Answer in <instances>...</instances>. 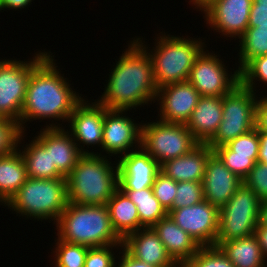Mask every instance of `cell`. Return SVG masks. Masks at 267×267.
<instances>
[{
    "label": "cell",
    "instance_id": "obj_1",
    "mask_svg": "<svg viewBox=\"0 0 267 267\" xmlns=\"http://www.w3.org/2000/svg\"><path fill=\"white\" fill-rule=\"evenodd\" d=\"M116 62L103 95L97 102L107 109L127 111L151 101L155 103L158 88L147 51L135 39L131 40Z\"/></svg>",
    "mask_w": 267,
    "mask_h": 267
},
{
    "label": "cell",
    "instance_id": "obj_2",
    "mask_svg": "<svg viewBox=\"0 0 267 267\" xmlns=\"http://www.w3.org/2000/svg\"><path fill=\"white\" fill-rule=\"evenodd\" d=\"M49 52L30 72L25 102L21 111L20 128L33 120H69L74 108L84 99L70 87L67 78L55 66L54 55ZM69 83V84H68Z\"/></svg>",
    "mask_w": 267,
    "mask_h": 267
},
{
    "label": "cell",
    "instance_id": "obj_3",
    "mask_svg": "<svg viewBox=\"0 0 267 267\" xmlns=\"http://www.w3.org/2000/svg\"><path fill=\"white\" fill-rule=\"evenodd\" d=\"M108 160L107 155L98 152L79 157L66 177L69 202L79 205H103L108 202L119 188L118 163L113 167L115 164Z\"/></svg>",
    "mask_w": 267,
    "mask_h": 267
},
{
    "label": "cell",
    "instance_id": "obj_4",
    "mask_svg": "<svg viewBox=\"0 0 267 267\" xmlns=\"http://www.w3.org/2000/svg\"><path fill=\"white\" fill-rule=\"evenodd\" d=\"M56 224L58 239L92 247L122 244L113 230L106 204L79 205L69 202Z\"/></svg>",
    "mask_w": 267,
    "mask_h": 267
},
{
    "label": "cell",
    "instance_id": "obj_5",
    "mask_svg": "<svg viewBox=\"0 0 267 267\" xmlns=\"http://www.w3.org/2000/svg\"><path fill=\"white\" fill-rule=\"evenodd\" d=\"M188 38L169 34L163 35L162 33L161 36L157 37V43L154 45L156 47H153V51L150 52L148 46L140 40L141 38L135 39L151 57L158 89L165 85L188 80L196 58L206 47L200 38H198L199 41L195 38Z\"/></svg>",
    "mask_w": 267,
    "mask_h": 267
},
{
    "label": "cell",
    "instance_id": "obj_6",
    "mask_svg": "<svg viewBox=\"0 0 267 267\" xmlns=\"http://www.w3.org/2000/svg\"><path fill=\"white\" fill-rule=\"evenodd\" d=\"M68 203L66 178L28 177L5 207L8 206V209L16 214L38 221L54 220L55 224Z\"/></svg>",
    "mask_w": 267,
    "mask_h": 267
},
{
    "label": "cell",
    "instance_id": "obj_7",
    "mask_svg": "<svg viewBox=\"0 0 267 267\" xmlns=\"http://www.w3.org/2000/svg\"><path fill=\"white\" fill-rule=\"evenodd\" d=\"M255 92L239 83L223 96V113L215 135L206 143L212 150L227 145L256 127L257 100Z\"/></svg>",
    "mask_w": 267,
    "mask_h": 267
},
{
    "label": "cell",
    "instance_id": "obj_8",
    "mask_svg": "<svg viewBox=\"0 0 267 267\" xmlns=\"http://www.w3.org/2000/svg\"><path fill=\"white\" fill-rule=\"evenodd\" d=\"M261 199L244 183L219 209L216 247L221 243L254 234L259 221Z\"/></svg>",
    "mask_w": 267,
    "mask_h": 267
},
{
    "label": "cell",
    "instance_id": "obj_9",
    "mask_svg": "<svg viewBox=\"0 0 267 267\" xmlns=\"http://www.w3.org/2000/svg\"><path fill=\"white\" fill-rule=\"evenodd\" d=\"M198 144L186 124L160 120L142 124L141 148L160 165L188 154Z\"/></svg>",
    "mask_w": 267,
    "mask_h": 267
},
{
    "label": "cell",
    "instance_id": "obj_10",
    "mask_svg": "<svg viewBox=\"0 0 267 267\" xmlns=\"http://www.w3.org/2000/svg\"><path fill=\"white\" fill-rule=\"evenodd\" d=\"M49 52H39L31 61H0V118L20 122L31 70Z\"/></svg>",
    "mask_w": 267,
    "mask_h": 267
},
{
    "label": "cell",
    "instance_id": "obj_11",
    "mask_svg": "<svg viewBox=\"0 0 267 267\" xmlns=\"http://www.w3.org/2000/svg\"><path fill=\"white\" fill-rule=\"evenodd\" d=\"M219 56L202 51L196 58L188 82L200 93V96L222 97L231 92L240 83V71L228 74Z\"/></svg>",
    "mask_w": 267,
    "mask_h": 267
},
{
    "label": "cell",
    "instance_id": "obj_12",
    "mask_svg": "<svg viewBox=\"0 0 267 267\" xmlns=\"http://www.w3.org/2000/svg\"><path fill=\"white\" fill-rule=\"evenodd\" d=\"M168 215L201 247L215 245L219 230V209L208 201L169 210Z\"/></svg>",
    "mask_w": 267,
    "mask_h": 267
},
{
    "label": "cell",
    "instance_id": "obj_13",
    "mask_svg": "<svg viewBox=\"0 0 267 267\" xmlns=\"http://www.w3.org/2000/svg\"><path fill=\"white\" fill-rule=\"evenodd\" d=\"M253 0H210L199 11L208 26L222 33L224 37L238 39L248 28L249 15Z\"/></svg>",
    "mask_w": 267,
    "mask_h": 267
},
{
    "label": "cell",
    "instance_id": "obj_14",
    "mask_svg": "<svg viewBox=\"0 0 267 267\" xmlns=\"http://www.w3.org/2000/svg\"><path fill=\"white\" fill-rule=\"evenodd\" d=\"M125 112L127 110L105 108L102 145L100 147L103 152L105 151L110 156L114 154H121L122 156V154L135 151L136 147L141 148L142 123H135L133 119L124 116Z\"/></svg>",
    "mask_w": 267,
    "mask_h": 267
},
{
    "label": "cell",
    "instance_id": "obj_15",
    "mask_svg": "<svg viewBox=\"0 0 267 267\" xmlns=\"http://www.w3.org/2000/svg\"><path fill=\"white\" fill-rule=\"evenodd\" d=\"M200 93L188 81L165 85L157 90L160 121L186 124L198 104Z\"/></svg>",
    "mask_w": 267,
    "mask_h": 267
},
{
    "label": "cell",
    "instance_id": "obj_16",
    "mask_svg": "<svg viewBox=\"0 0 267 267\" xmlns=\"http://www.w3.org/2000/svg\"><path fill=\"white\" fill-rule=\"evenodd\" d=\"M104 116L105 107L96 100L90 104L88 100L86 101L83 99L74 108L68 120V123L71 125L69 132L82 154H95L94 151H85V145H87L88 148L92 145H102ZM81 143L84 147L80 145Z\"/></svg>",
    "mask_w": 267,
    "mask_h": 267
},
{
    "label": "cell",
    "instance_id": "obj_17",
    "mask_svg": "<svg viewBox=\"0 0 267 267\" xmlns=\"http://www.w3.org/2000/svg\"><path fill=\"white\" fill-rule=\"evenodd\" d=\"M259 151L260 132L257 127L213 150L223 164L242 180L258 162Z\"/></svg>",
    "mask_w": 267,
    "mask_h": 267
},
{
    "label": "cell",
    "instance_id": "obj_18",
    "mask_svg": "<svg viewBox=\"0 0 267 267\" xmlns=\"http://www.w3.org/2000/svg\"><path fill=\"white\" fill-rule=\"evenodd\" d=\"M119 188L122 191H137L152 188L160 164L142 148H136L124 156H118Z\"/></svg>",
    "mask_w": 267,
    "mask_h": 267
},
{
    "label": "cell",
    "instance_id": "obj_19",
    "mask_svg": "<svg viewBox=\"0 0 267 267\" xmlns=\"http://www.w3.org/2000/svg\"><path fill=\"white\" fill-rule=\"evenodd\" d=\"M202 184L204 200L220 209L243 184V180L231 172L213 152L207 160Z\"/></svg>",
    "mask_w": 267,
    "mask_h": 267
},
{
    "label": "cell",
    "instance_id": "obj_20",
    "mask_svg": "<svg viewBox=\"0 0 267 267\" xmlns=\"http://www.w3.org/2000/svg\"><path fill=\"white\" fill-rule=\"evenodd\" d=\"M123 248L135 259L154 267H180L167 253L152 227L128 234L122 240Z\"/></svg>",
    "mask_w": 267,
    "mask_h": 267
},
{
    "label": "cell",
    "instance_id": "obj_21",
    "mask_svg": "<svg viewBox=\"0 0 267 267\" xmlns=\"http://www.w3.org/2000/svg\"><path fill=\"white\" fill-rule=\"evenodd\" d=\"M38 134L28 145L25 144L26 147L22 146V152L18 148L26 164L27 177L39 179L65 178L51 163L50 127L42 128Z\"/></svg>",
    "mask_w": 267,
    "mask_h": 267
},
{
    "label": "cell",
    "instance_id": "obj_22",
    "mask_svg": "<svg viewBox=\"0 0 267 267\" xmlns=\"http://www.w3.org/2000/svg\"><path fill=\"white\" fill-rule=\"evenodd\" d=\"M213 150L208 144H198L188 154L169 159L160 165V171L175 182H202L205 167Z\"/></svg>",
    "mask_w": 267,
    "mask_h": 267
},
{
    "label": "cell",
    "instance_id": "obj_23",
    "mask_svg": "<svg viewBox=\"0 0 267 267\" xmlns=\"http://www.w3.org/2000/svg\"><path fill=\"white\" fill-rule=\"evenodd\" d=\"M223 113V96H201L186 127L200 144H206L216 133Z\"/></svg>",
    "mask_w": 267,
    "mask_h": 267
},
{
    "label": "cell",
    "instance_id": "obj_24",
    "mask_svg": "<svg viewBox=\"0 0 267 267\" xmlns=\"http://www.w3.org/2000/svg\"><path fill=\"white\" fill-rule=\"evenodd\" d=\"M152 228L158 234L167 253L179 266L191 259L201 247L169 215L159 220Z\"/></svg>",
    "mask_w": 267,
    "mask_h": 267
},
{
    "label": "cell",
    "instance_id": "obj_25",
    "mask_svg": "<svg viewBox=\"0 0 267 267\" xmlns=\"http://www.w3.org/2000/svg\"><path fill=\"white\" fill-rule=\"evenodd\" d=\"M106 206L112 228L122 240L128 234L145 228L140 223L135 203L120 188L114 192Z\"/></svg>",
    "mask_w": 267,
    "mask_h": 267
},
{
    "label": "cell",
    "instance_id": "obj_26",
    "mask_svg": "<svg viewBox=\"0 0 267 267\" xmlns=\"http://www.w3.org/2000/svg\"><path fill=\"white\" fill-rule=\"evenodd\" d=\"M59 125V126H58ZM50 127V158L52 165L66 178L76 166L77 160L82 155L71 133L60 124L52 123ZM70 134V135H69Z\"/></svg>",
    "mask_w": 267,
    "mask_h": 267
},
{
    "label": "cell",
    "instance_id": "obj_27",
    "mask_svg": "<svg viewBox=\"0 0 267 267\" xmlns=\"http://www.w3.org/2000/svg\"><path fill=\"white\" fill-rule=\"evenodd\" d=\"M27 178L26 164L18 149L0 156V202L6 205Z\"/></svg>",
    "mask_w": 267,
    "mask_h": 267
},
{
    "label": "cell",
    "instance_id": "obj_28",
    "mask_svg": "<svg viewBox=\"0 0 267 267\" xmlns=\"http://www.w3.org/2000/svg\"><path fill=\"white\" fill-rule=\"evenodd\" d=\"M218 247L235 267H267V258L254 234L223 242Z\"/></svg>",
    "mask_w": 267,
    "mask_h": 267
},
{
    "label": "cell",
    "instance_id": "obj_29",
    "mask_svg": "<svg viewBox=\"0 0 267 267\" xmlns=\"http://www.w3.org/2000/svg\"><path fill=\"white\" fill-rule=\"evenodd\" d=\"M123 192L135 203L140 223L145 228L153 227L159 220L168 215L166 209L154 196L152 188Z\"/></svg>",
    "mask_w": 267,
    "mask_h": 267
},
{
    "label": "cell",
    "instance_id": "obj_30",
    "mask_svg": "<svg viewBox=\"0 0 267 267\" xmlns=\"http://www.w3.org/2000/svg\"><path fill=\"white\" fill-rule=\"evenodd\" d=\"M239 39V71L252 59L267 55V26L247 28Z\"/></svg>",
    "mask_w": 267,
    "mask_h": 267
},
{
    "label": "cell",
    "instance_id": "obj_31",
    "mask_svg": "<svg viewBox=\"0 0 267 267\" xmlns=\"http://www.w3.org/2000/svg\"><path fill=\"white\" fill-rule=\"evenodd\" d=\"M57 241V242H56ZM54 267H84L87 252L90 247L69 243L57 238L55 240ZM57 244V245H56Z\"/></svg>",
    "mask_w": 267,
    "mask_h": 267
},
{
    "label": "cell",
    "instance_id": "obj_32",
    "mask_svg": "<svg viewBox=\"0 0 267 267\" xmlns=\"http://www.w3.org/2000/svg\"><path fill=\"white\" fill-rule=\"evenodd\" d=\"M180 267H235L219 247H200L198 252Z\"/></svg>",
    "mask_w": 267,
    "mask_h": 267
},
{
    "label": "cell",
    "instance_id": "obj_33",
    "mask_svg": "<svg viewBox=\"0 0 267 267\" xmlns=\"http://www.w3.org/2000/svg\"><path fill=\"white\" fill-rule=\"evenodd\" d=\"M23 135L25 134L21 130L19 122L13 119L0 118V156L15 152L25 137Z\"/></svg>",
    "mask_w": 267,
    "mask_h": 267
},
{
    "label": "cell",
    "instance_id": "obj_34",
    "mask_svg": "<svg viewBox=\"0 0 267 267\" xmlns=\"http://www.w3.org/2000/svg\"><path fill=\"white\" fill-rule=\"evenodd\" d=\"M203 200L202 182H177L176 196L174 198L173 207L170 210L196 205Z\"/></svg>",
    "mask_w": 267,
    "mask_h": 267
},
{
    "label": "cell",
    "instance_id": "obj_35",
    "mask_svg": "<svg viewBox=\"0 0 267 267\" xmlns=\"http://www.w3.org/2000/svg\"><path fill=\"white\" fill-rule=\"evenodd\" d=\"M256 80L267 83V55L252 59L240 71V83L253 92L256 89L257 84L254 83Z\"/></svg>",
    "mask_w": 267,
    "mask_h": 267
},
{
    "label": "cell",
    "instance_id": "obj_36",
    "mask_svg": "<svg viewBox=\"0 0 267 267\" xmlns=\"http://www.w3.org/2000/svg\"><path fill=\"white\" fill-rule=\"evenodd\" d=\"M152 190L154 196L168 212L173 207L177 191V182L160 171L154 179Z\"/></svg>",
    "mask_w": 267,
    "mask_h": 267
},
{
    "label": "cell",
    "instance_id": "obj_37",
    "mask_svg": "<svg viewBox=\"0 0 267 267\" xmlns=\"http://www.w3.org/2000/svg\"><path fill=\"white\" fill-rule=\"evenodd\" d=\"M117 246V247H116ZM123 247L122 244H112L103 247H92L88 249L84 267H116V258L112 248ZM111 248V249H110Z\"/></svg>",
    "mask_w": 267,
    "mask_h": 267
},
{
    "label": "cell",
    "instance_id": "obj_38",
    "mask_svg": "<svg viewBox=\"0 0 267 267\" xmlns=\"http://www.w3.org/2000/svg\"><path fill=\"white\" fill-rule=\"evenodd\" d=\"M243 183L252 189L261 200H267V165L257 162Z\"/></svg>",
    "mask_w": 267,
    "mask_h": 267
},
{
    "label": "cell",
    "instance_id": "obj_39",
    "mask_svg": "<svg viewBox=\"0 0 267 267\" xmlns=\"http://www.w3.org/2000/svg\"><path fill=\"white\" fill-rule=\"evenodd\" d=\"M256 127L259 132L267 133V97H258Z\"/></svg>",
    "mask_w": 267,
    "mask_h": 267
},
{
    "label": "cell",
    "instance_id": "obj_40",
    "mask_svg": "<svg viewBox=\"0 0 267 267\" xmlns=\"http://www.w3.org/2000/svg\"><path fill=\"white\" fill-rule=\"evenodd\" d=\"M267 26V8H251L248 28Z\"/></svg>",
    "mask_w": 267,
    "mask_h": 267
},
{
    "label": "cell",
    "instance_id": "obj_41",
    "mask_svg": "<svg viewBox=\"0 0 267 267\" xmlns=\"http://www.w3.org/2000/svg\"><path fill=\"white\" fill-rule=\"evenodd\" d=\"M122 250V257H120V261L117 262V267H154L152 265H149L145 262L139 261L135 259L133 256H131L123 247Z\"/></svg>",
    "mask_w": 267,
    "mask_h": 267
},
{
    "label": "cell",
    "instance_id": "obj_42",
    "mask_svg": "<svg viewBox=\"0 0 267 267\" xmlns=\"http://www.w3.org/2000/svg\"><path fill=\"white\" fill-rule=\"evenodd\" d=\"M32 0H0V11L4 9H22L30 5Z\"/></svg>",
    "mask_w": 267,
    "mask_h": 267
},
{
    "label": "cell",
    "instance_id": "obj_43",
    "mask_svg": "<svg viewBox=\"0 0 267 267\" xmlns=\"http://www.w3.org/2000/svg\"><path fill=\"white\" fill-rule=\"evenodd\" d=\"M254 235L256 236L258 243L261 247L264 257H267V227L257 226Z\"/></svg>",
    "mask_w": 267,
    "mask_h": 267
},
{
    "label": "cell",
    "instance_id": "obj_44",
    "mask_svg": "<svg viewBox=\"0 0 267 267\" xmlns=\"http://www.w3.org/2000/svg\"><path fill=\"white\" fill-rule=\"evenodd\" d=\"M258 162L267 165V133L260 132V151Z\"/></svg>",
    "mask_w": 267,
    "mask_h": 267
},
{
    "label": "cell",
    "instance_id": "obj_45",
    "mask_svg": "<svg viewBox=\"0 0 267 267\" xmlns=\"http://www.w3.org/2000/svg\"><path fill=\"white\" fill-rule=\"evenodd\" d=\"M257 226L267 227V200H262L259 211V221Z\"/></svg>",
    "mask_w": 267,
    "mask_h": 267
},
{
    "label": "cell",
    "instance_id": "obj_46",
    "mask_svg": "<svg viewBox=\"0 0 267 267\" xmlns=\"http://www.w3.org/2000/svg\"><path fill=\"white\" fill-rule=\"evenodd\" d=\"M251 8H267V0H253Z\"/></svg>",
    "mask_w": 267,
    "mask_h": 267
},
{
    "label": "cell",
    "instance_id": "obj_47",
    "mask_svg": "<svg viewBox=\"0 0 267 267\" xmlns=\"http://www.w3.org/2000/svg\"><path fill=\"white\" fill-rule=\"evenodd\" d=\"M210 0H190L191 4H194V8L201 9L203 6H205Z\"/></svg>",
    "mask_w": 267,
    "mask_h": 267
}]
</instances>
